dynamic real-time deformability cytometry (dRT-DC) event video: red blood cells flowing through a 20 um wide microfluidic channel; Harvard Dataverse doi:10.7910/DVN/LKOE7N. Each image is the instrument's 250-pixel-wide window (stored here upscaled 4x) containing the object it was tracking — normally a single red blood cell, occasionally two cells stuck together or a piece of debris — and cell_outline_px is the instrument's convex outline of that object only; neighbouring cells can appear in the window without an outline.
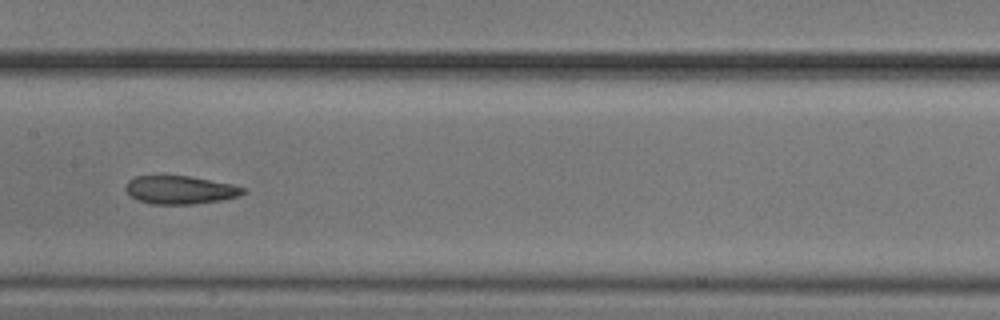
{"species": "common noctule bat (a hibernating species)", "species_latin": "Nyctalus noctula", "temperature_condition": "cold", "stored_images_in_passage": 25, "camera_frame_rate_fps": 3000, "um_per_image_px": 0.085, "animal": {"sex": "male", "body_mass_g": 20.5, "forearm_length_mm": 52.5}, "frame": {"image": 1, "passage_image": 14, "time_ms": 4.333, "image_size_px": [1000, 320], "cell_outline_px": [[248, 192], [236, 196], [220, 200], [192, 204], [152, 204], [140, 200], [132, 196], [124, 188], [128, 180], [136, 176], [188, 176], [232, 184], [248, 188]], "centroid_in_image_um": [15.34, 16.14], "position_along_channel_um": 192.1, "area_um2": 19.13}}